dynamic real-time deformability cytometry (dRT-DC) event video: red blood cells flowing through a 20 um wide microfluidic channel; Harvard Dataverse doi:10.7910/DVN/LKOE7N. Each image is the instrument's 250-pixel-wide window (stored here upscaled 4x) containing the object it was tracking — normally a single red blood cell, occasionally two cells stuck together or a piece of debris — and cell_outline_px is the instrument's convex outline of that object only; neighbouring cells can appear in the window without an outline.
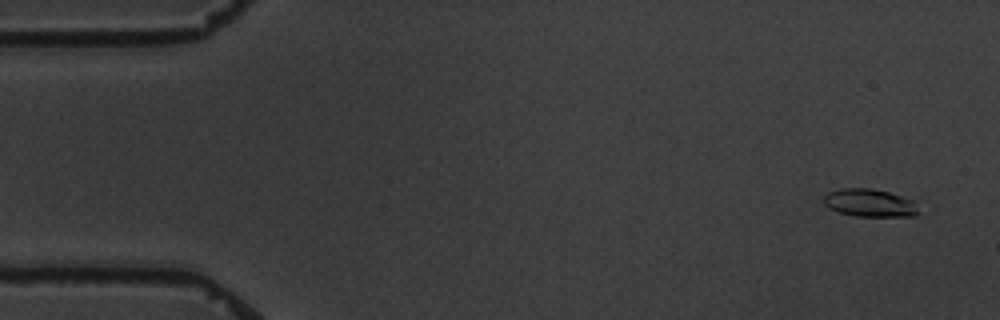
{"species": "common noctule bat (a hibernating species)", "species_latin": "Nyctalus noctula", "temperature_condition": "warm", "stored_images_in_passage": 5, "camera_frame_rate_fps": 3000, "um_per_image_px": 0.085, "animal": {"sex": "male", "body_mass_g": 19.5, "forearm_length_mm": 54.6}, "frame": {"image": 1, "passage_image": 1, "time_ms": 0.0, "image_size_px": [1000, 320], "cell_outline_px": [[920, 212], [916, 216], [856, 216], [840, 212], [828, 208], [824, 204], [824, 196], [828, 192], [840, 188], [872, 188], [888, 192], [916, 200]], "centroid_in_image_um": [73.97, 17.24], "position_along_channel_um": 11.0, "area_um2": 15.61}}